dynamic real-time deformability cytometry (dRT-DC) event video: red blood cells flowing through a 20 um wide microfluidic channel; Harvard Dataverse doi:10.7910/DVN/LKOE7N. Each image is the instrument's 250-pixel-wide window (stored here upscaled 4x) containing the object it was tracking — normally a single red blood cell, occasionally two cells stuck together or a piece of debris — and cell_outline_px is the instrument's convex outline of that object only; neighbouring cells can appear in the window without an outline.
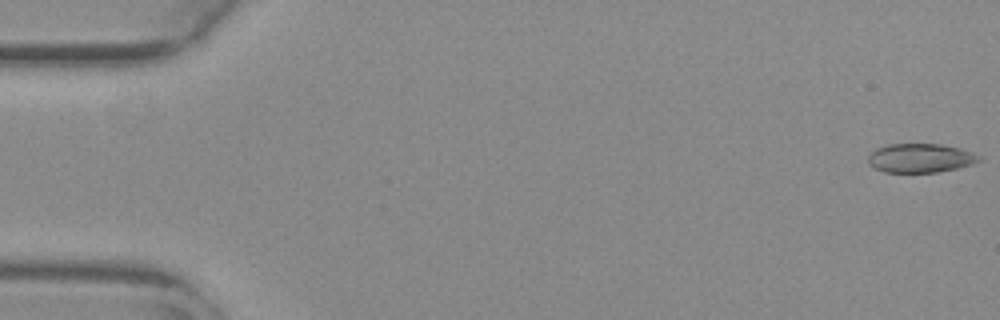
{"species": "common noctule bat (a hibernating species)", "species_latin": "Nyctalus noctula", "temperature_condition": "warm", "stored_images_in_passage": 55, "camera_frame_rate_fps": 3000, "um_per_image_px": 0.085, "animal": {"sex": "female", "body_mass_g": 29.2, "forearm_length_mm": 56.3}, "frame": {"image": 1, "passage_image": 1, "time_ms": 0.0, "image_size_px": [1000, 320], "cell_outline_px": [[980, 160], [972, 164], [956, 168], [936, 172], [884, 172], [868, 164], [868, 156], [876, 148], [888, 144], [940, 144], [960, 148], [972, 152], [980, 156]], "centroid_in_image_um": [78.21, 13.43], "position_along_channel_um": 6.8, "area_um2": 18.61}}
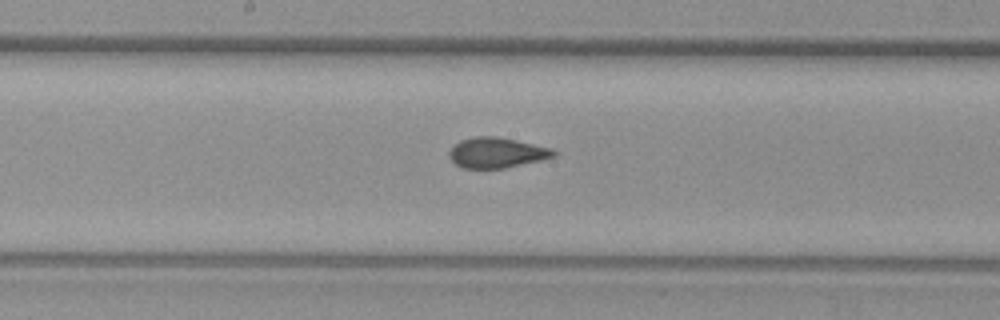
{"frame": {"image": 2, "passage_image": 29, "time_ms": 9.333, "image_size_px": [1000, 320], "cell_outline_px": [[556, 156], [540, 160], [504, 168], [460, 168], [448, 156], [448, 152], [452, 144], [460, 140], [476, 136], [496, 136], [516, 140], [552, 148], [556, 152]], "centroid_in_image_um": [42.17, 12.97], "position_along_channel_um": 206.0, "area_um2": 18.55}}
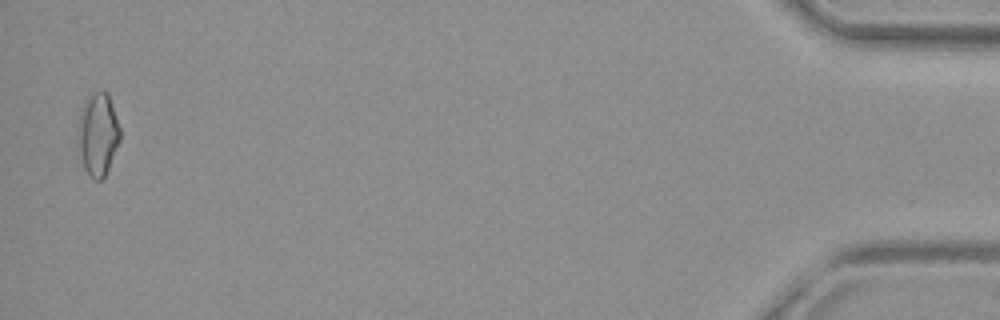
{"frame": {"image": 3, "passage_image": 54, "time_ms": 17.667, "image_size_px": [1000, 320], "cell_outline_px": [[120, 140], [108, 168], [104, 176], [100, 180], [96, 180], [84, 168], [80, 152], [80, 116], [88, 96], [92, 92], [108, 92], [120, 128]], "centroid_in_image_um": [8.37, 11.4], "position_along_channel_um": 426.8, "area_um2": 19.36}, "authors_computed_cell_mechanics": {"area_um2": 18.785, "velocity_mm_per_s": 3.7959, "shape_relaxation_time_tau1_ms": null, "shape_relaxation_time_tau2_ms": 1.0093, "deformation_change_tau1": null, "deformation_change_tau2": 0.0416}}